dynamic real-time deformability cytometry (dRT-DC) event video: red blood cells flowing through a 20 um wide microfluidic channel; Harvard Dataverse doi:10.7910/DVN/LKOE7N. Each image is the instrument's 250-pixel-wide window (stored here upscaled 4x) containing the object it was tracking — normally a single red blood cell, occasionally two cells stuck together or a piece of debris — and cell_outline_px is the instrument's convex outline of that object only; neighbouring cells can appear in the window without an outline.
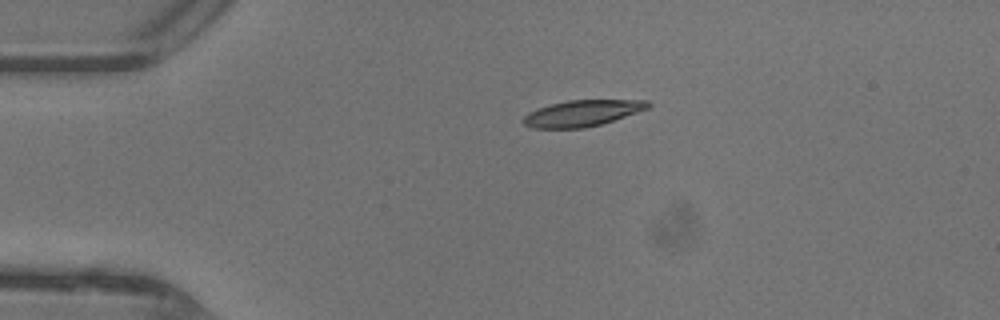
{"species": "common noctule bat (a hibernating species)", "species_latin": "Nyctalus noctula", "temperature_condition": "warm", "stored_images_in_passage": 37, "camera_frame_rate_fps": 3000, "um_per_image_px": 0.085, "animal": {"sex": "female"}, "frame": {"image": 1, "passage_image": 1, "time_ms": 0.0, "image_size_px": [1000, 320], "cell_outline_px": [[652, 104], [648, 108], [600, 124], [584, 128], [532, 128], [524, 124], [524, 116], [528, 112], [552, 104], [568, 100], [648, 100]], "centroid_in_image_um": [49.49, 9.62], "position_along_channel_um": 35.5, "area_um2": 18.67}}
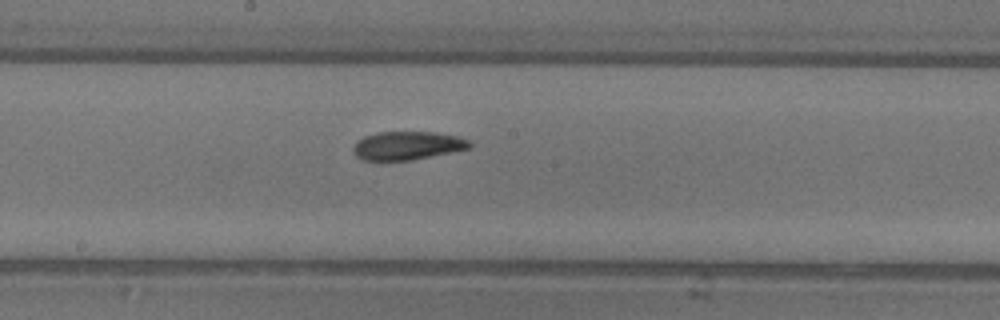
{"frame": {"image": 2, "passage_image": 16, "time_ms": 5.0, "image_size_px": [1000, 320], "cell_outline_px": [[472, 144], [468, 148], [408, 160], [364, 160], [356, 156], [352, 148], [356, 140], [364, 136], [376, 132], [436, 132], [456, 136], [468, 140]], "centroid_in_image_um": [34.55, 12.36], "position_along_channel_um": 213.7, "area_um2": 18.96}}
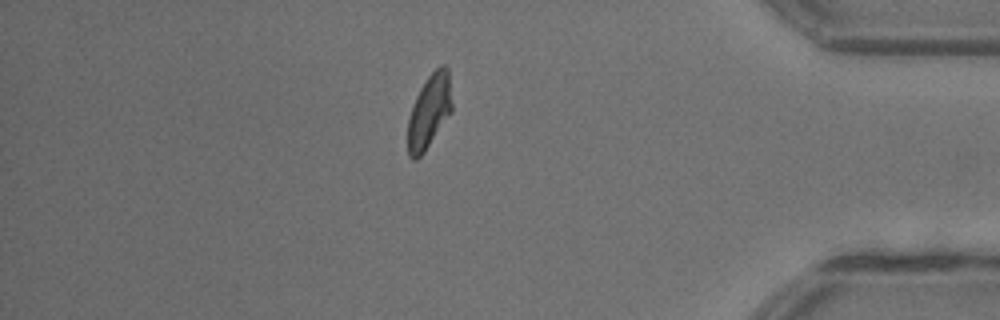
{"frame": {"image": 3, "passage_image": 31, "time_ms": 10.0, "image_size_px": [1000, 320], "cell_outline_px": [[452, 112], [424, 152], [416, 160], [412, 160], [408, 156], [408, 120], [412, 104], [420, 88], [428, 76], [440, 64], [444, 64], [448, 68], [452, 104]], "centroid_in_image_um": [36.48, 9.46], "position_along_channel_um": 398.7, "area_um2": 19.07}, "authors_computed_cell_mechanics": {"area_um2": 19.2474, "velocity_mm_per_s": 4.4256, "shape_relaxation_time_tau1_ms": 4.0194, "shape_relaxation_time_tau2_ms": 3.3566, "deformation_change_tau1": 0.1677, "deformation_change_tau2": 0.1072}}